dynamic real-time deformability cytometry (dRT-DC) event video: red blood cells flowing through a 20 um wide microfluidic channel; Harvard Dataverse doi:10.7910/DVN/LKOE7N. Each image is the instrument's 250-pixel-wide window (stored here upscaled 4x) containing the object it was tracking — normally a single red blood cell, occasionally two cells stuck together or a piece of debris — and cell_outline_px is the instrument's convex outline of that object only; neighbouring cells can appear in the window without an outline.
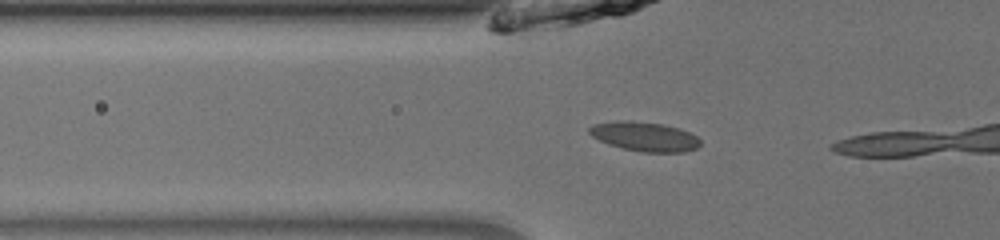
{"species": "common noctule bat (a hibernating species)", "species_latin": "Nyctalus noctula", "temperature_condition": "room temperature", "stored_images_in_passage": 17, "camera_frame_rate_fps": 3000, "um_per_image_px": 0.085, "animal": {"sex": "male", "body_mass_g": 13.0, "forearm_length_mm": 53.1}, "frame": {"image": 1, "passage_image": 15, "time_ms": 4.667, "image_size_px": [1000, 240], "cell_outline_px": [[700, 144], [696, 148], [684, 152], [640, 152], [608, 144], [592, 136], [588, 132], [588, 128], [592, 124], [620, 120], [632, 120], [664, 124], [680, 128], [696, 136], [700, 140]], "centroid_in_image_um": [54.78, 11.59], "position_along_channel_um": 71.0, "area_um2": 19.07}}